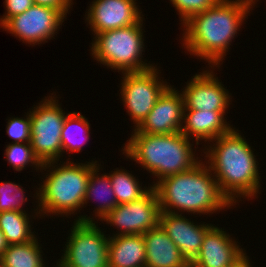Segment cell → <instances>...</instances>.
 Masks as SVG:
<instances>
[{"instance_id": "4316f807", "label": "cell", "mask_w": 266, "mask_h": 267, "mask_svg": "<svg viewBox=\"0 0 266 267\" xmlns=\"http://www.w3.org/2000/svg\"><path fill=\"white\" fill-rule=\"evenodd\" d=\"M220 0H170L175 7V10L179 12V18L181 24H184L187 20L196 14L204 12L206 9L213 7Z\"/></svg>"}, {"instance_id": "9a60e30c", "label": "cell", "mask_w": 266, "mask_h": 267, "mask_svg": "<svg viewBox=\"0 0 266 267\" xmlns=\"http://www.w3.org/2000/svg\"><path fill=\"white\" fill-rule=\"evenodd\" d=\"M179 213L161 211L159 226L180 249L188 263L198 256L206 231L211 224H195Z\"/></svg>"}, {"instance_id": "7a4b0ae2", "label": "cell", "mask_w": 266, "mask_h": 267, "mask_svg": "<svg viewBox=\"0 0 266 267\" xmlns=\"http://www.w3.org/2000/svg\"><path fill=\"white\" fill-rule=\"evenodd\" d=\"M238 131L232 128L210 141L215 143L205 145L206 151L203 152L221 193L233 206L240 202L236 198H254L261 188L259 163L251 146Z\"/></svg>"}, {"instance_id": "277c9868", "label": "cell", "mask_w": 266, "mask_h": 267, "mask_svg": "<svg viewBox=\"0 0 266 267\" xmlns=\"http://www.w3.org/2000/svg\"><path fill=\"white\" fill-rule=\"evenodd\" d=\"M191 139L181 132L171 134L132 133L122 151L158 179L191 170L199 160L195 158ZM199 160V161H198Z\"/></svg>"}, {"instance_id": "9c48e42d", "label": "cell", "mask_w": 266, "mask_h": 267, "mask_svg": "<svg viewBox=\"0 0 266 267\" xmlns=\"http://www.w3.org/2000/svg\"><path fill=\"white\" fill-rule=\"evenodd\" d=\"M159 71L154 66L143 72L122 73L119 90L121 100L135 128L150 113L159 97L170 86L166 80H161Z\"/></svg>"}, {"instance_id": "836d02e7", "label": "cell", "mask_w": 266, "mask_h": 267, "mask_svg": "<svg viewBox=\"0 0 266 267\" xmlns=\"http://www.w3.org/2000/svg\"><path fill=\"white\" fill-rule=\"evenodd\" d=\"M0 267H8L0 261Z\"/></svg>"}, {"instance_id": "d4e9b609", "label": "cell", "mask_w": 266, "mask_h": 267, "mask_svg": "<svg viewBox=\"0 0 266 267\" xmlns=\"http://www.w3.org/2000/svg\"><path fill=\"white\" fill-rule=\"evenodd\" d=\"M5 158L8 161L9 165L16 171H23V169L32 164L35 170L42 169L43 164L36 157L30 142L27 143H10L6 146L5 149Z\"/></svg>"}, {"instance_id": "f546056e", "label": "cell", "mask_w": 266, "mask_h": 267, "mask_svg": "<svg viewBox=\"0 0 266 267\" xmlns=\"http://www.w3.org/2000/svg\"><path fill=\"white\" fill-rule=\"evenodd\" d=\"M33 3L40 6L60 10L65 16L72 8L73 0H33Z\"/></svg>"}, {"instance_id": "603a6c76", "label": "cell", "mask_w": 266, "mask_h": 267, "mask_svg": "<svg viewBox=\"0 0 266 267\" xmlns=\"http://www.w3.org/2000/svg\"><path fill=\"white\" fill-rule=\"evenodd\" d=\"M90 129V123L80 112H70L64 120L61 132L62 155L64 152L69 151V154L71 152H80L83 145L90 138ZM80 133L84 135L81 137V142L78 136Z\"/></svg>"}, {"instance_id": "4dcf8cb0", "label": "cell", "mask_w": 266, "mask_h": 267, "mask_svg": "<svg viewBox=\"0 0 266 267\" xmlns=\"http://www.w3.org/2000/svg\"><path fill=\"white\" fill-rule=\"evenodd\" d=\"M230 267H251V262L246 253Z\"/></svg>"}, {"instance_id": "ffe728a7", "label": "cell", "mask_w": 266, "mask_h": 267, "mask_svg": "<svg viewBox=\"0 0 266 267\" xmlns=\"http://www.w3.org/2000/svg\"><path fill=\"white\" fill-rule=\"evenodd\" d=\"M101 164L97 163L91 170L90 177L88 179L86 196L83 202V205H87L89 200L102 199L101 204L97 205L98 207H94V215L97 217L98 221H100L111 212L118 204L116 202L115 193L112 189L111 179L109 174L100 175L99 170ZM88 201V202H87Z\"/></svg>"}, {"instance_id": "d6a6232c", "label": "cell", "mask_w": 266, "mask_h": 267, "mask_svg": "<svg viewBox=\"0 0 266 267\" xmlns=\"http://www.w3.org/2000/svg\"><path fill=\"white\" fill-rule=\"evenodd\" d=\"M185 267H196L192 263H188Z\"/></svg>"}, {"instance_id": "3957f363", "label": "cell", "mask_w": 266, "mask_h": 267, "mask_svg": "<svg viewBox=\"0 0 266 267\" xmlns=\"http://www.w3.org/2000/svg\"><path fill=\"white\" fill-rule=\"evenodd\" d=\"M153 188L161 211L165 212L210 215L233 206L221 193L215 176L202 160L189 171L163 178Z\"/></svg>"}, {"instance_id": "7c38bea8", "label": "cell", "mask_w": 266, "mask_h": 267, "mask_svg": "<svg viewBox=\"0 0 266 267\" xmlns=\"http://www.w3.org/2000/svg\"><path fill=\"white\" fill-rule=\"evenodd\" d=\"M223 86L213 70L207 69L195 74L181 92L184 109L227 111L232 97Z\"/></svg>"}, {"instance_id": "83f0119b", "label": "cell", "mask_w": 266, "mask_h": 267, "mask_svg": "<svg viewBox=\"0 0 266 267\" xmlns=\"http://www.w3.org/2000/svg\"><path fill=\"white\" fill-rule=\"evenodd\" d=\"M6 133L13 139V143H27L31 141V117L27 112L26 118L12 117L8 119Z\"/></svg>"}, {"instance_id": "2e32d148", "label": "cell", "mask_w": 266, "mask_h": 267, "mask_svg": "<svg viewBox=\"0 0 266 267\" xmlns=\"http://www.w3.org/2000/svg\"><path fill=\"white\" fill-rule=\"evenodd\" d=\"M212 226L206 231L200 252L192 264L196 267H230L246 252L230 234Z\"/></svg>"}, {"instance_id": "44dd1931", "label": "cell", "mask_w": 266, "mask_h": 267, "mask_svg": "<svg viewBox=\"0 0 266 267\" xmlns=\"http://www.w3.org/2000/svg\"><path fill=\"white\" fill-rule=\"evenodd\" d=\"M29 217L26 212L21 211L0 212V230L9 245L24 244L36 237Z\"/></svg>"}, {"instance_id": "e0dca14e", "label": "cell", "mask_w": 266, "mask_h": 267, "mask_svg": "<svg viewBox=\"0 0 266 267\" xmlns=\"http://www.w3.org/2000/svg\"><path fill=\"white\" fill-rule=\"evenodd\" d=\"M226 111H202L184 109L183 123L180 132L187 138L195 137L196 145L199 141H212L228 133L233 127L226 122Z\"/></svg>"}, {"instance_id": "1f68e13d", "label": "cell", "mask_w": 266, "mask_h": 267, "mask_svg": "<svg viewBox=\"0 0 266 267\" xmlns=\"http://www.w3.org/2000/svg\"><path fill=\"white\" fill-rule=\"evenodd\" d=\"M8 245L9 244L6 241L3 232L0 230V259L2 258L4 251L7 249Z\"/></svg>"}, {"instance_id": "7402d4cb", "label": "cell", "mask_w": 266, "mask_h": 267, "mask_svg": "<svg viewBox=\"0 0 266 267\" xmlns=\"http://www.w3.org/2000/svg\"><path fill=\"white\" fill-rule=\"evenodd\" d=\"M37 237L24 244H11L0 261L8 267H46Z\"/></svg>"}, {"instance_id": "5bb4252c", "label": "cell", "mask_w": 266, "mask_h": 267, "mask_svg": "<svg viewBox=\"0 0 266 267\" xmlns=\"http://www.w3.org/2000/svg\"><path fill=\"white\" fill-rule=\"evenodd\" d=\"M175 89L170 85L162 93L150 113L134 128L133 133L171 134L180 132L185 106L182 93Z\"/></svg>"}, {"instance_id": "484cf974", "label": "cell", "mask_w": 266, "mask_h": 267, "mask_svg": "<svg viewBox=\"0 0 266 267\" xmlns=\"http://www.w3.org/2000/svg\"><path fill=\"white\" fill-rule=\"evenodd\" d=\"M28 198L25 196L24 189L21 185L13 182H1L0 184V212L2 211H21L24 202ZM24 210V211H23Z\"/></svg>"}, {"instance_id": "8992f818", "label": "cell", "mask_w": 266, "mask_h": 267, "mask_svg": "<svg viewBox=\"0 0 266 267\" xmlns=\"http://www.w3.org/2000/svg\"><path fill=\"white\" fill-rule=\"evenodd\" d=\"M143 19L134 25L94 35L92 58L121 73L143 72L154 65L142 61L144 50Z\"/></svg>"}, {"instance_id": "f1b7e54d", "label": "cell", "mask_w": 266, "mask_h": 267, "mask_svg": "<svg viewBox=\"0 0 266 267\" xmlns=\"http://www.w3.org/2000/svg\"><path fill=\"white\" fill-rule=\"evenodd\" d=\"M5 15L0 18L1 26L11 17L21 14L34 5L33 0H5Z\"/></svg>"}, {"instance_id": "ba28073f", "label": "cell", "mask_w": 266, "mask_h": 267, "mask_svg": "<svg viewBox=\"0 0 266 267\" xmlns=\"http://www.w3.org/2000/svg\"><path fill=\"white\" fill-rule=\"evenodd\" d=\"M58 97L47 96L29 111L31 117V147L42 164L59 161L62 156L61 132L65 113Z\"/></svg>"}, {"instance_id": "52a82bcc", "label": "cell", "mask_w": 266, "mask_h": 267, "mask_svg": "<svg viewBox=\"0 0 266 267\" xmlns=\"http://www.w3.org/2000/svg\"><path fill=\"white\" fill-rule=\"evenodd\" d=\"M97 223V225H96ZM55 267H108V239L95 219L78 216Z\"/></svg>"}, {"instance_id": "cb8c5ba5", "label": "cell", "mask_w": 266, "mask_h": 267, "mask_svg": "<svg viewBox=\"0 0 266 267\" xmlns=\"http://www.w3.org/2000/svg\"><path fill=\"white\" fill-rule=\"evenodd\" d=\"M112 189L115 193L117 204L129 203L140 199L152 186L142 189L136 176L129 173L126 169H118L109 173Z\"/></svg>"}, {"instance_id": "4fadbf2b", "label": "cell", "mask_w": 266, "mask_h": 267, "mask_svg": "<svg viewBox=\"0 0 266 267\" xmlns=\"http://www.w3.org/2000/svg\"><path fill=\"white\" fill-rule=\"evenodd\" d=\"M91 3L85 16L94 35L125 28L144 19L136 0H94Z\"/></svg>"}, {"instance_id": "6da1fadb", "label": "cell", "mask_w": 266, "mask_h": 267, "mask_svg": "<svg viewBox=\"0 0 266 267\" xmlns=\"http://www.w3.org/2000/svg\"><path fill=\"white\" fill-rule=\"evenodd\" d=\"M256 2L258 0H220L213 7L194 15L182 25L185 31L181 39L183 48L190 55L207 61L211 68H219L230 43Z\"/></svg>"}, {"instance_id": "d6986e66", "label": "cell", "mask_w": 266, "mask_h": 267, "mask_svg": "<svg viewBox=\"0 0 266 267\" xmlns=\"http://www.w3.org/2000/svg\"><path fill=\"white\" fill-rule=\"evenodd\" d=\"M146 249L143 234L110 236L108 267H145Z\"/></svg>"}, {"instance_id": "ac0fdd59", "label": "cell", "mask_w": 266, "mask_h": 267, "mask_svg": "<svg viewBox=\"0 0 266 267\" xmlns=\"http://www.w3.org/2000/svg\"><path fill=\"white\" fill-rule=\"evenodd\" d=\"M146 249L145 267H185L188 262L180 249L160 226L143 234Z\"/></svg>"}, {"instance_id": "30bf717a", "label": "cell", "mask_w": 266, "mask_h": 267, "mask_svg": "<svg viewBox=\"0 0 266 267\" xmlns=\"http://www.w3.org/2000/svg\"><path fill=\"white\" fill-rule=\"evenodd\" d=\"M161 208L153 187L140 199L118 204L101 221L115 226L112 236L144 234L159 226Z\"/></svg>"}, {"instance_id": "8fae6325", "label": "cell", "mask_w": 266, "mask_h": 267, "mask_svg": "<svg viewBox=\"0 0 266 267\" xmlns=\"http://www.w3.org/2000/svg\"><path fill=\"white\" fill-rule=\"evenodd\" d=\"M65 17L60 10L34 4L25 12L9 18L1 27L34 46L54 38Z\"/></svg>"}, {"instance_id": "5b68a950", "label": "cell", "mask_w": 266, "mask_h": 267, "mask_svg": "<svg viewBox=\"0 0 266 267\" xmlns=\"http://www.w3.org/2000/svg\"><path fill=\"white\" fill-rule=\"evenodd\" d=\"M97 163L96 160L87 164L66 161L61 165L59 163V166L57 161L44 163L41 171L49 169L47 170L49 173L46 172V179H43V184L37 188L39 191H36L35 197L38 200L36 216L50 213V216L56 214L68 217L77 214L78 210L80 212L84 207L91 170Z\"/></svg>"}]
</instances>
